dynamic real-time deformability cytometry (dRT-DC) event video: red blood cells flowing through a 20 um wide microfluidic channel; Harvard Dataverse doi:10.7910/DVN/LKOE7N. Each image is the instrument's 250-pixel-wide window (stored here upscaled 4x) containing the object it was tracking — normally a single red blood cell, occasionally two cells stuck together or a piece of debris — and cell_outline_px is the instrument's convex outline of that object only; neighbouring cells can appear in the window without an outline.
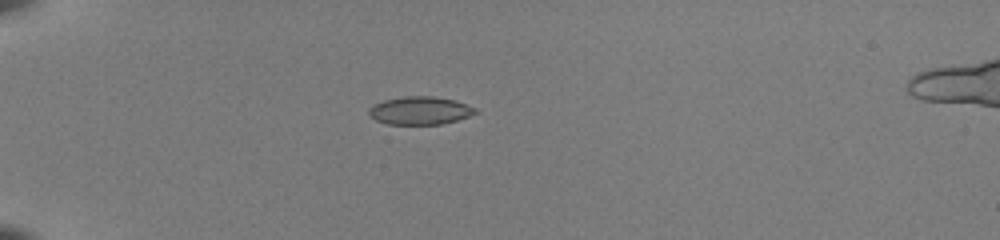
{"species": "common noctule bat (a hibernating species)", "species_latin": "Nyctalus noctula", "temperature_condition": "room temperature", "stored_images_in_passage": 37, "camera_frame_rate_fps": 3000, "um_per_image_px": 0.085, "animal": {"sex": "female", "body_mass_g": 22.0, "forearm_length_mm": 56.7}, "frame": {"image": 1, "passage_image": 1, "time_ms": 0.0, "image_size_px": [1000, 240], "cell_outline_px": [[480, 112], [456, 120], [440, 124], [388, 124], [376, 120], [368, 112], [368, 108], [384, 100], [404, 96], [432, 96], [456, 100], [476, 108]], "centroid_in_image_um": [35.73, 9.39], "position_along_channel_um": 49.3, "area_um2": 17.28}}
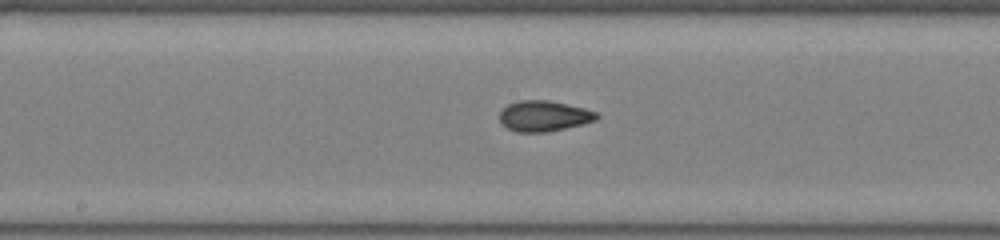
{"frame": {"image": 2, "passage_image": 15, "time_ms": 4.667, "image_size_px": [1000, 240], "cell_outline_px": [[600, 116], [596, 120], [584, 124], [548, 132], [516, 132], [508, 128], [500, 120], [500, 112], [508, 104], [520, 100], [548, 100], [584, 108], [596, 112]], "centroid_in_image_um": [46.26, 9.86], "position_along_channel_um": 201.9, "area_um2": 17.28}}
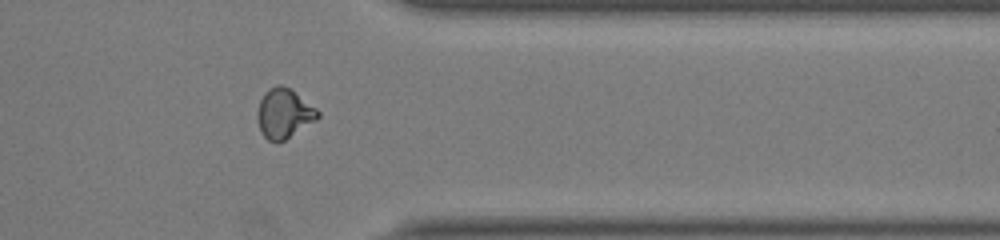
{"frame": {"image": 3, "passage_image": 29, "time_ms": 9.333, "image_size_px": [1000, 240], "cell_outline_px": [[320, 116], [316, 120], [284, 140], [276, 144], [268, 140], [260, 132], [256, 120], [256, 112], [260, 100], [264, 92], [268, 88], [276, 84], [280, 84], [288, 88], [316, 108], [320, 112]], "centroid_in_image_um": [24.09, 9.66], "position_along_channel_um": 387.3, "area_um2": 17.57}, "authors_computed_cell_mechanics": {"area_um2": 17.1088, "velocity_mm_per_s": 4.0301, "shape_relaxation_time_tau1_ms": 8.6761, "shape_relaxation_time_tau2_ms": 1.1578, "deformation_change_tau1": 0.2119, "deformation_change_tau2": 0.058}}